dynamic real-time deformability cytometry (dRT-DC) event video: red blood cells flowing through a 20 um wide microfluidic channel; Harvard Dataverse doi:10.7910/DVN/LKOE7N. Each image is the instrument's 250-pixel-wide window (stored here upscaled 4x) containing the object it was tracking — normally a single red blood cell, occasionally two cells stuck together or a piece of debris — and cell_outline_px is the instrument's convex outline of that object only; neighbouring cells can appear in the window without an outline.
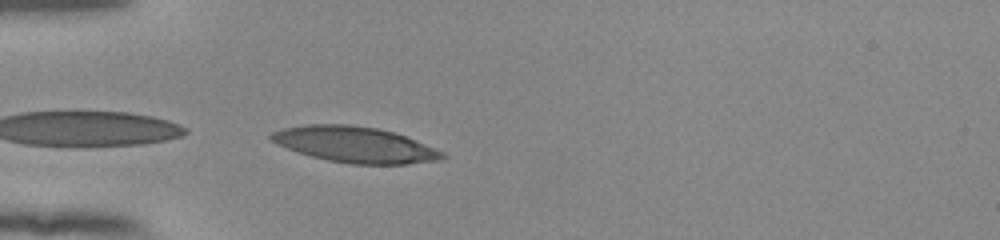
{"species": "human", "species_latin": "Homo sapiens", "temperature_condition": "room temperature", "stored_images_in_passage": 38, "camera_frame_rate_fps": 3000, "um_per_image_px": 0.085, "donor": {"sex": "female"}, "frame": {"image": 1, "passage_image": 1, "time_ms": 0.0, "image_size_px": [1000, 240], "cell_outline_px": [[448, 156], [440, 160], [408, 164], [352, 164], [328, 160], [312, 156], [276, 144], [268, 140], [268, 136], [272, 132], [284, 128], [308, 124], [352, 124], [376, 128], [392, 132], [404, 136], [444, 152]], "centroid_in_image_um": [30.15, 12.29], "position_along_channel_um": 54.8, "area_um2": 35.55}}
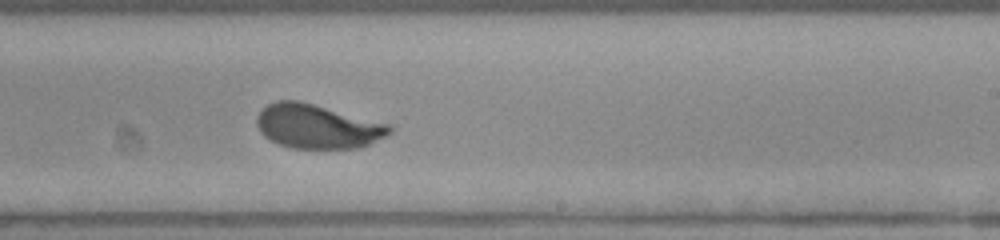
{"frame": {"image": 2, "passage_image": 18, "time_ms": 5.667, "image_size_px": [1000, 240], "cell_outline_px": [[392, 132], [388, 136], [368, 144], [356, 148], [292, 148], [268, 140], [260, 132], [256, 124], [256, 116], [268, 104], [276, 100], [300, 100], [392, 124]], "centroid_in_image_um": [26.99, 10.73], "position_along_channel_um": 262.0, "area_um2": 34.51}}
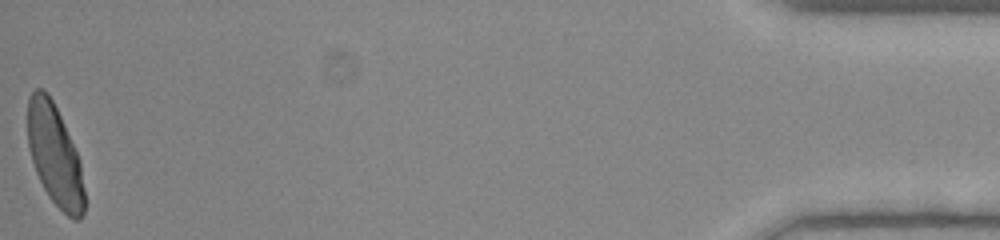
{"frame": {"image": 3, "passage_image": 38, "time_ms": 12.333, "image_size_px": [1000, 240], "cell_outline_px": [[84, 212], [80, 220], [72, 220], [48, 196], [36, 172], [28, 148], [28, 96], [36, 88], [44, 88], [48, 92], [64, 124], [80, 160], [84, 188]], "centroid_in_image_um": [4.65, 13.18], "position_along_channel_um": 430.5, "area_um2": 33.29}, "authors_computed_cell_mechanics": {"area_um2": 34.5066, "velocity_mm_per_s": 3.861, "shape_relaxation_time_tau1_ms": 3.1055, "shape_relaxation_time_tau2_ms": null, "deformation_change_tau1": 0.1693, "deformation_change_tau2": null}}